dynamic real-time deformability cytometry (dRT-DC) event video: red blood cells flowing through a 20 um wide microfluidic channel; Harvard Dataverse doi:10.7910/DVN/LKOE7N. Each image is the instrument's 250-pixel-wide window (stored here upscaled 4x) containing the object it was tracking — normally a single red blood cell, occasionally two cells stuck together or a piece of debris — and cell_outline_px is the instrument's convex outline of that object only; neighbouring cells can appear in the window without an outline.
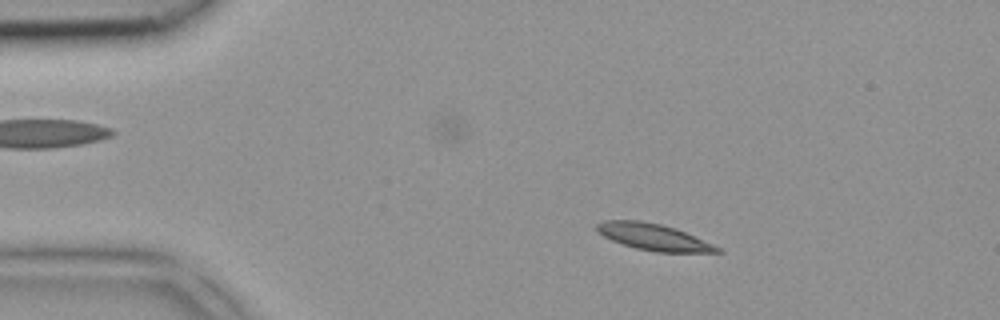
{"species": "common noctule bat (a hibernating species)", "species_latin": "Nyctalus noctula", "temperature_condition": "room temperature", "stored_images_in_passage": 4, "camera_frame_rate_fps": 3000, "um_per_image_px": 0.085, "animal": {"sex": "female", "body_mass_g": 18.4}, "frame": {"image": 1, "passage_image": 2, "time_ms": 0.333, "image_size_px": [1000, 320], "cell_outline_px": [[724, 252], [656, 252], [636, 248], [612, 240], [604, 236], [596, 228], [596, 224], [604, 220], [640, 220], [660, 224], [676, 228], [712, 244], [720, 248]], "centroid_in_image_um": [55.55, 20.14], "position_along_channel_um": 29.5, "area_um2": 18.32}}
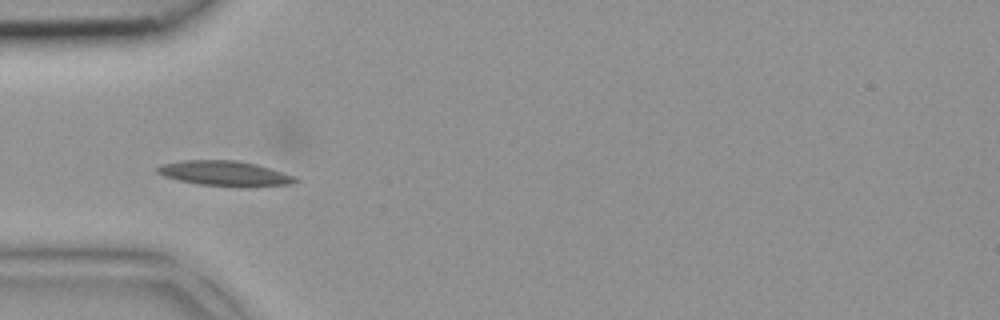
{"frame": {"image": 2, "passage_image": 3, "time_ms": 0.667, "image_size_px": [1000, 320], "cell_outline_px": [[300, 180], [288, 184], [240, 188], [200, 184], [180, 180], [164, 176], [156, 172], [156, 168], [160, 164], [184, 160], [236, 160], [256, 164], [296, 176]], "centroid_in_image_um": [19.12, 14.75], "position_along_channel_um": 65.9, "area_um2": 20.29}}